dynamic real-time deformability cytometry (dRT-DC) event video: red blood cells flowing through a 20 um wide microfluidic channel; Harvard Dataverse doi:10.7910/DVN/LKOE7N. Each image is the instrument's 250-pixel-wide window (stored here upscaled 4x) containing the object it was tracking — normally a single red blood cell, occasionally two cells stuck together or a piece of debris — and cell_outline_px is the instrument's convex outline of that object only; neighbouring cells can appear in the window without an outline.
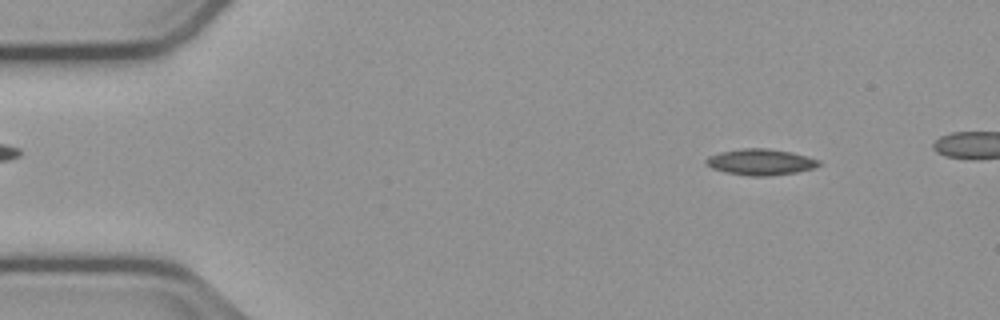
{"species": "common noctule bat (a hibernating species)", "species_latin": "Nyctalus noctula", "temperature_condition": "cold", "stored_images_in_passage": 50, "camera_frame_rate_fps": 3000, "um_per_image_px": 0.085, "animal": {"sex": "male", "body_mass_g": 23.1, "forearm_length_mm": 52.7}, "frame": {"image": 1, "passage_image": 7, "time_ms": 2.0, "image_size_px": [1000, 320], "cell_outline_px": [[824, 164], [816, 168], [796, 172], [768, 176], [748, 176], [724, 172], [712, 168], [704, 160], [708, 156], [720, 152], [744, 148], [768, 148], [792, 152], [820, 160]], "centroid_in_image_um": [64.69, 13.77], "position_along_channel_um": 20.3, "area_um2": 17.34}}
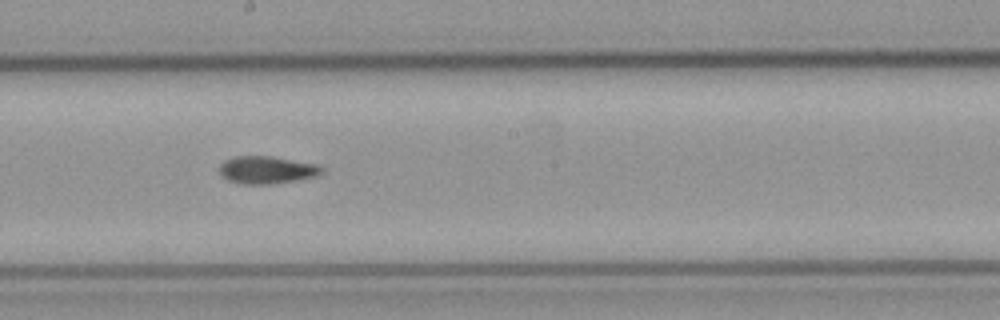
{"frame": {"image": 2, "passage_image": 30, "time_ms": 9.667, "image_size_px": [1000, 320], "cell_outline_px": [[324, 172], [316, 176], [268, 184], [248, 184], [228, 180], [220, 172], [220, 164], [224, 160], [236, 156], [272, 156], [316, 164], [324, 168]], "centroid_in_image_um": [22.69, 14.42], "position_along_channel_um": 225.5, "area_um2": 16.13}}
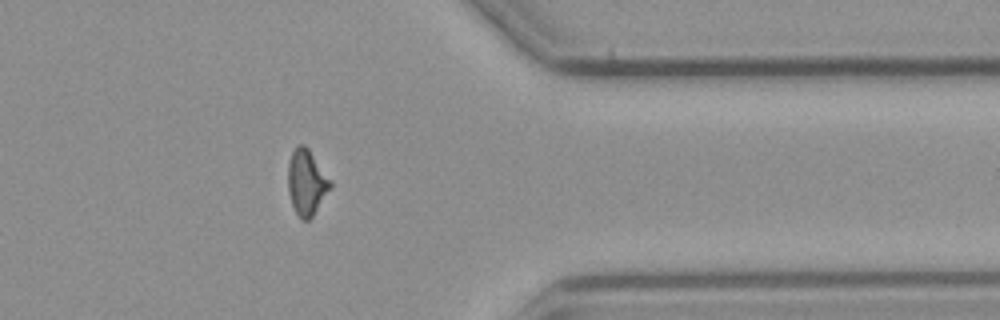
{"frame": {"image": 3, "passage_image": 44, "time_ms": 14.333, "image_size_px": [1000, 320], "cell_outline_px": [[332, 188], [312, 216], [308, 220], [300, 220], [292, 204], [288, 192], [288, 164], [292, 152], [300, 144], [304, 144], [308, 148], [332, 180]], "centroid_in_image_um": [26.08, 15.51], "position_along_channel_um": 385.3, "area_um2": 16.24}, "authors_computed_cell_mechanics": {"area_um2": 16.3574, "velocity_mm_per_s": 3.7588, "shape_relaxation_time_tau1_ms": null, "shape_relaxation_time_tau2_ms": 4.8356, "deformation_change_tau1": null, "deformation_change_tau2": 0.1216}}